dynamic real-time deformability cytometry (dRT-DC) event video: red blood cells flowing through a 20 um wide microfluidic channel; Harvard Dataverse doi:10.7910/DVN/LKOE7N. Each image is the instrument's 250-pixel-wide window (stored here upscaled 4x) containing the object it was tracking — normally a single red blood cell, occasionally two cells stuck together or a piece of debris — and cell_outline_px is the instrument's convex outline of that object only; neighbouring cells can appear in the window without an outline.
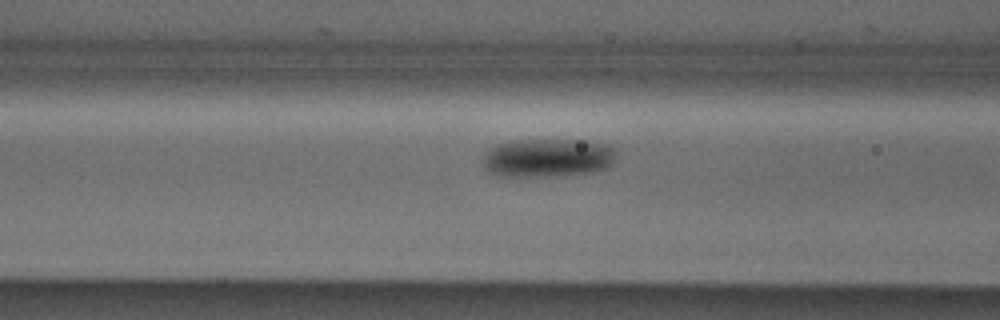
{"species": "Egyptian fruit bat (a non-hibernating species)", "species_latin": "Rousettus aegyptiacus", "temperature_condition": "cold", "stored_images_in_passage": 16, "camera_frame_rate_fps": 3000, "um_per_image_px": 0.085, "animal": {"sex": "male"}, "frame": {"image": 1, "passage_image": 14, "time_ms": 4.333, "image_size_px": [1000, 320], "cell_outline_px": [[616, 156], [612, 164], [608, 168], [592, 172], [564, 176], [496, 176], [488, 172], [484, 168], [480, 160], [488, 148], [496, 144], [516, 140], [584, 140], [608, 144], [616, 148]], "centroid_in_image_um": [46.54, 13.42], "position_along_channel_um": 120.1, "area_um2": 30.75}}